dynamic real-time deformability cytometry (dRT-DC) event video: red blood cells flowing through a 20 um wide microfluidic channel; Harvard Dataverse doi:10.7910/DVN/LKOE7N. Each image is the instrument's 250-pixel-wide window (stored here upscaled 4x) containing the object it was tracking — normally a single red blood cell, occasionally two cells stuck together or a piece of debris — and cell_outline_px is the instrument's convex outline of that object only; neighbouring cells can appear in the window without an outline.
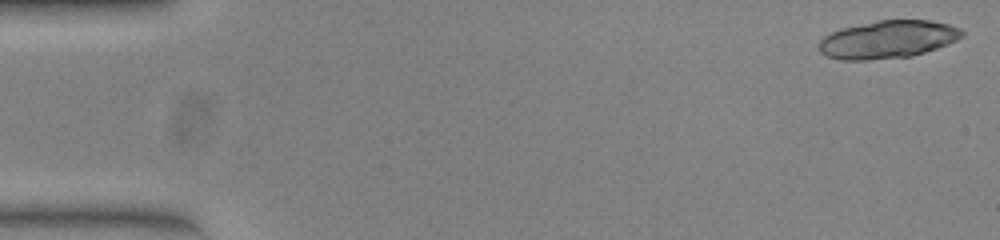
{"species": "common noctule bat (a hibernating species)", "species_latin": "Nyctalus noctula", "temperature_condition": "warm", "stored_images_in_passage": 17, "camera_frame_rate_fps": 3000, "um_per_image_px": 0.085, "animal": {"sex": "female", "body_mass_g": 23.0, "forearm_length_mm": 53.4}, "frame": {"image": 1, "passage_image": 1, "time_ms": 0.0, "image_size_px": [1000, 240], "cell_outline_px": [[964, 36], [956, 40], [936, 48], [912, 56], [868, 60], [840, 60], [824, 56], [820, 52], [820, 40], [824, 36], [840, 28], [876, 20], [928, 20], [948, 24], [960, 28], [964, 32]], "centroid_in_image_um": [75.44, 3.35], "position_along_channel_um": 9.6, "area_um2": 31.56}}